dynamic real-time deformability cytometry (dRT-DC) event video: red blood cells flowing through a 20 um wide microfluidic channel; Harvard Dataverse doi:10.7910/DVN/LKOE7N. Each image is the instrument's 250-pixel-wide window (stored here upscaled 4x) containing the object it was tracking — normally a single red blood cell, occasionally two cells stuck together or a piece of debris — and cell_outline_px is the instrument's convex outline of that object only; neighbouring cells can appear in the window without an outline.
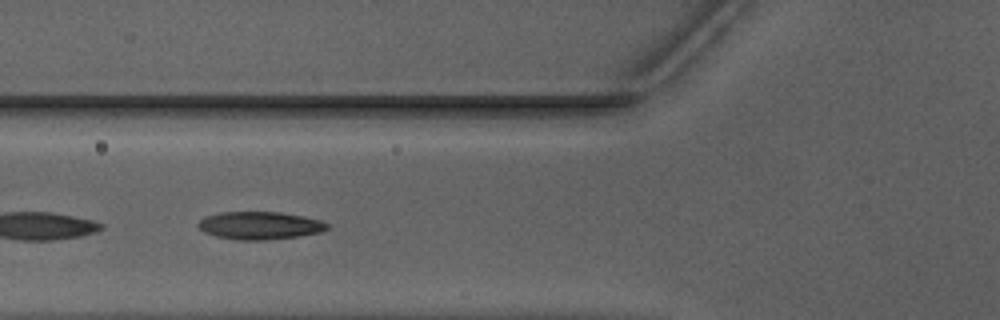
{"species": "Egyptian fruit bat (a non-hibernating species)", "species_latin": "Rousettus aegyptiacus", "temperature_condition": "warm", "stored_images_in_passage": 13, "camera_frame_rate_fps": 3000, "um_per_image_px": 0.085, "animal": {"sex": "male"}, "frame": {"image": 1, "passage_image": 10, "time_ms": 3.0, "image_size_px": [1000, 320], "cell_outline_px": [[328, 228], [320, 232], [300, 236], [264, 240], [240, 240], [216, 236], [204, 232], [196, 224], [204, 216], [220, 212], [280, 212], [304, 216], [320, 220], [328, 224]], "centroid_in_image_um": [22.07, 19.16], "position_along_channel_um": 103.7, "area_um2": 20.87}}